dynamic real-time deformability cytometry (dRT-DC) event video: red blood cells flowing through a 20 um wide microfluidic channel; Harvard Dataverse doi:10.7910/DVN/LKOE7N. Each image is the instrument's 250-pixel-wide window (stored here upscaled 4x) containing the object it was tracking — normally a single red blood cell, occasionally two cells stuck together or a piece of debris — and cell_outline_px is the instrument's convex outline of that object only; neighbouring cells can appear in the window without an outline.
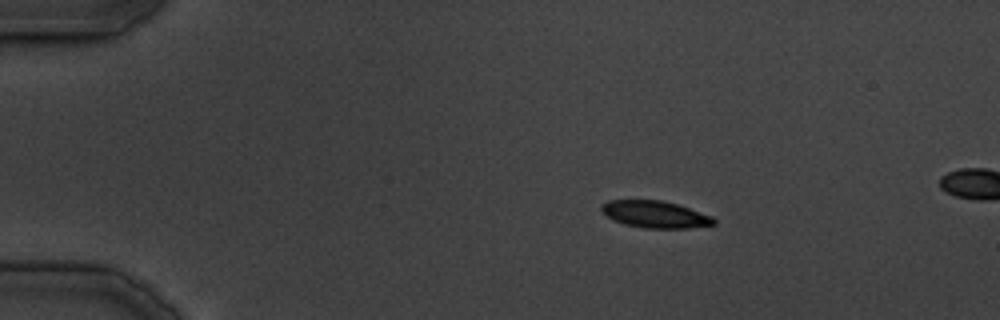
{"species": "common noctule bat (a hibernating species)", "species_latin": "Nyctalus noctula", "temperature_condition": "cold", "stored_images_in_passage": 9, "camera_frame_rate_fps": 3000, "um_per_image_px": 0.085, "animal": {"sex": "male", "body_mass_g": 19.5, "forearm_length_mm": 54.6}, "frame": {"image": 1, "passage_image": 1, "time_ms": 0.0, "image_size_px": [1000, 320], "cell_outline_px": [[716, 224], [688, 228], [644, 228], [624, 224], [612, 220], [600, 212], [600, 204], [608, 200], [660, 200], [676, 204], [712, 216], [716, 220]], "centroid_in_image_um": [55.62, 18.22], "position_along_channel_um": 29.4, "area_um2": 17.74}}
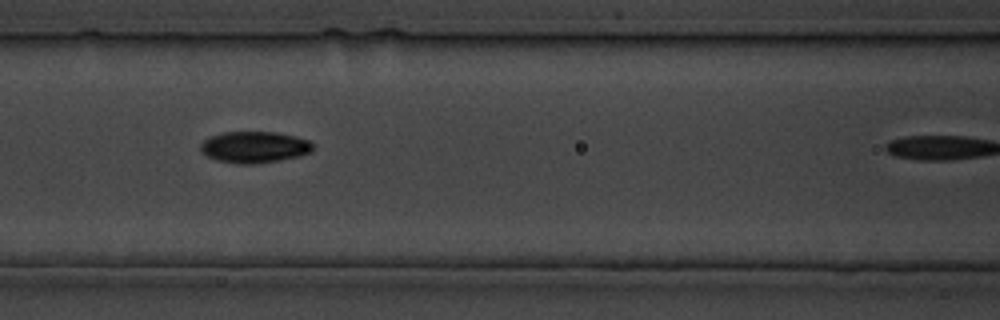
{"frame": {"image": 2, "passage_image": 6, "time_ms": 6.667, "image_size_px": [1000, 320], "cell_outline_px": [[316, 144], [308, 152], [300, 156], [256, 164], [240, 164], [216, 160], [208, 156], [200, 148], [200, 144], [204, 140], [212, 136], [224, 132], [276, 132], [296, 136], [308, 140]], "centroid_in_image_um": [21.64, 12.5], "position_along_channel_um": 145.0, "area_um2": 20.46}}